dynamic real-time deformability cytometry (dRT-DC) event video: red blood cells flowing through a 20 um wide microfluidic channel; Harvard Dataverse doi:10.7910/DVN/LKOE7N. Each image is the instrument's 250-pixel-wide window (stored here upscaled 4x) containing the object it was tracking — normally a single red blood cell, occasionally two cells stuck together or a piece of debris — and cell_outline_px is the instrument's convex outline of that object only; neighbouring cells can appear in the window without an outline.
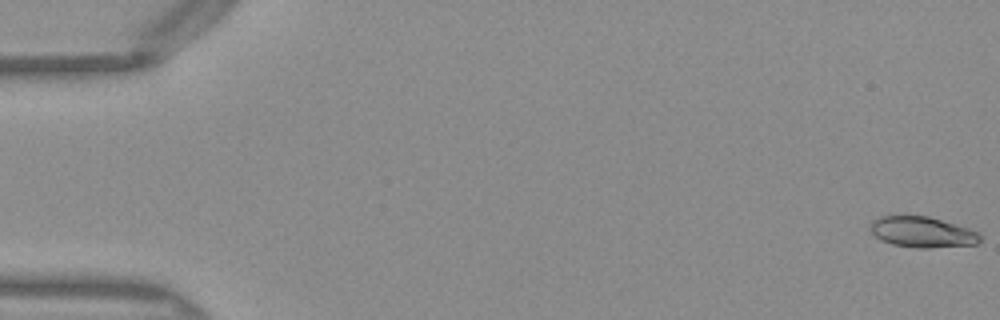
{"species": "Egyptian fruit bat (a non-hibernating species)", "species_latin": "Rousettus aegyptiacus", "temperature_condition": "warm", "stored_images_in_passage": 51, "camera_frame_rate_fps": 3000, "um_per_image_px": 0.085, "frame": {"image": 1, "passage_image": 1, "time_ms": 0.0, "image_size_px": [1000, 320], "cell_outline_px": [[980, 240], [976, 244], [928, 248], [916, 248], [892, 244], [880, 240], [868, 228], [872, 220], [880, 216], [928, 216], [968, 228], [980, 232]], "centroid_in_image_um": [78.37, 19.73], "position_along_channel_um": 6.6, "area_um2": 19.65}}
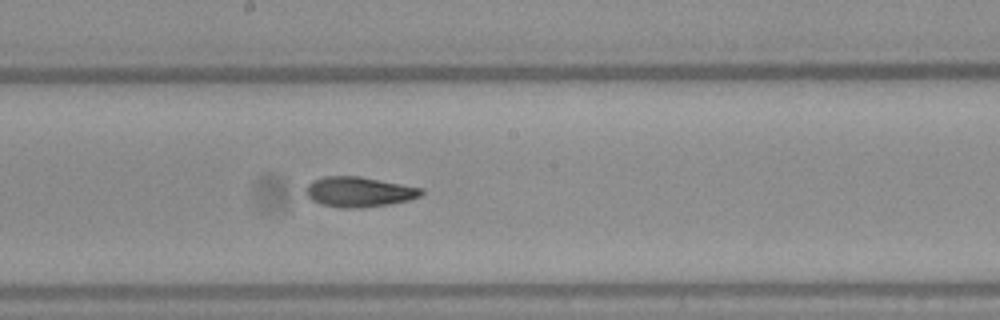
{"frame": {"image": 2, "passage_image": 28, "time_ms": 9.0, "image_size_px": [1000, 320], "cell_outline_px": [[424, 192], [420, 196], [408, 200], [388, 204], [360, 208], [340, 208], [320, 204], [312, 200], [304, 192], [308, 184], [312, 180], [324, 176], [360, 176], [424, 188]], "centroid_in_image_um": [30.5, 16.3], "position_along_channel_um": 217.7, "area_um2": 20.4}}
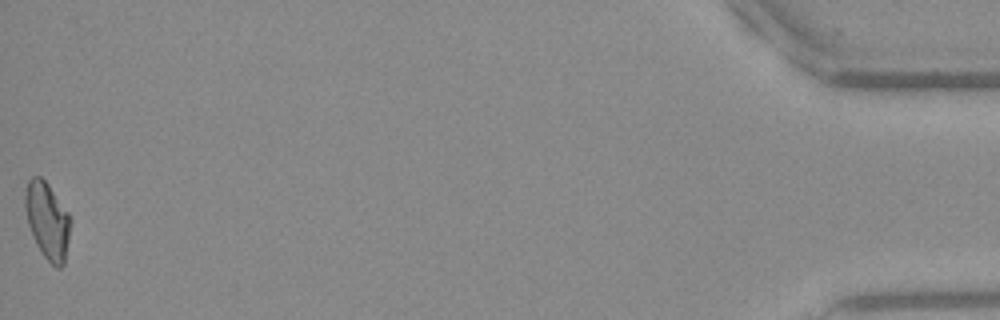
{"frame": {"image": 3, "passage_image": 51, "time_ms": 16.667, "image_size_px": [1000, 320], "cell_outline_px": [[72, 220], [64, 264], [60, 268], [56, 268], [44, 256], [36, 244], [28, 224], [24, 208], [24, 192], [28, 180], [32, 176], [40, 176], [48, 184], [68, 212]], "centroid_in_image_um": [4.02, 18.73], "position_along_channel_um": 431.2, "area_um2": 20.4}, "authors_computed_cell_mechanics": {"area_um2": 19.8254, "velocity_mm_per_s": 4.0523, "shape_relaxation_time_tau1_ms": null, "shape_relaxation_time_tau2_ms": 3.26, "deformation_change_tau1": null, "deformation_change_tau2": 0.095}}